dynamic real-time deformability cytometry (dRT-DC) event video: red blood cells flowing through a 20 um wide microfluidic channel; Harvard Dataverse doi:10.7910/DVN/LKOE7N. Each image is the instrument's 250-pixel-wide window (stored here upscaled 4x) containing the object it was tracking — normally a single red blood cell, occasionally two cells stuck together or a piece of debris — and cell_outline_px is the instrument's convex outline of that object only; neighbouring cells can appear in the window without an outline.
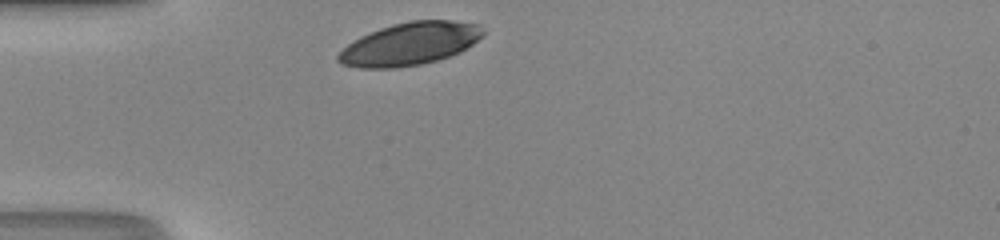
{"species": "human", "species_latin": "Homo sapiens", "temperature_condition": "room temperature", "stored_images_in_passage": 26, "camera_frame_rate_fps": 3000, "um_per_image_px": 0.085, "donor": {"sex": "male"}, "frame": {"image": 1, "passage_image": 1, "time_ms": 0.0, "image_size_px": [1000, 240], "cell_outline_px": [[484, 36], [460, 52], [436, 60], [420, 64], [396, 68], [360, 68], [340, 64], [336, 60], [336, 56], [348, 44], [360, 36], [380, 28], [392, 24], [408, 20], [452, 20], [480, 24], [484, 32]], "centroid_in_image_um": [34.83, 3.72], "position_along_channel_um": 50.2, "area_um2": 36.13}}
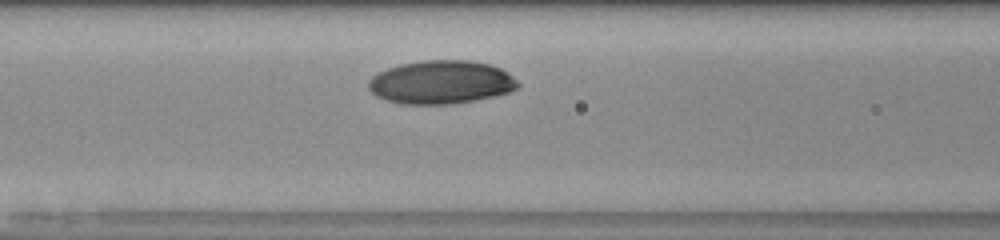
{"frame": {"image": 2, "passage_image": 8, "time_ms": 2.333, "image_size_px": [1000, 240], "cell_outline_px": [[520, 84], [516, 88], [508, 92], [476, 100], [452, 104], [404, 104], [388, 100], [376, 96], [368, 88], [368, 80], [372, 76], [388, 68], [400, 64], [420, 60], [472, 60], [492, 64], [500, 68], [512, 76]], "centroid_in_image_um": [37.48, 6.98], "position_along_channel_um": 129.1, "area_um2": 37.8}}
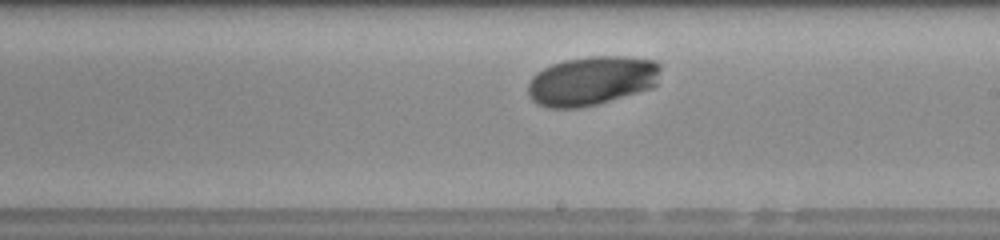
{"frame": {"image": 3, "passage_image": 16, "time_ms": 5.0, "image_size_px": [1000, 240], "cell_outline_px": [[660, 68], [656, 84], [652, 88], [596, 104], [580, 108], [548, 108], [532, 100], [528, 96], [528, 84], [532, 76], [536, 72], [552, 64], [564, 60], [588, 56], [624, 56], [656, 60], [660, 64]], "centroid_in_image_um": [50.29, 6.85], "position_along_channel_um": 238.7, "area_um2": 38.09}, "authors_computed_cell_mechanics": {"area_um2": 37.281, "velocity_mm_per_s": 4.1341, "shape_relaxation_time_tau1_ms": 2.5488, "shape_relaxation_time_tau2_ms": null, "deformation_change_tau1": 0.1153, "deformation_change_tau2": null}}